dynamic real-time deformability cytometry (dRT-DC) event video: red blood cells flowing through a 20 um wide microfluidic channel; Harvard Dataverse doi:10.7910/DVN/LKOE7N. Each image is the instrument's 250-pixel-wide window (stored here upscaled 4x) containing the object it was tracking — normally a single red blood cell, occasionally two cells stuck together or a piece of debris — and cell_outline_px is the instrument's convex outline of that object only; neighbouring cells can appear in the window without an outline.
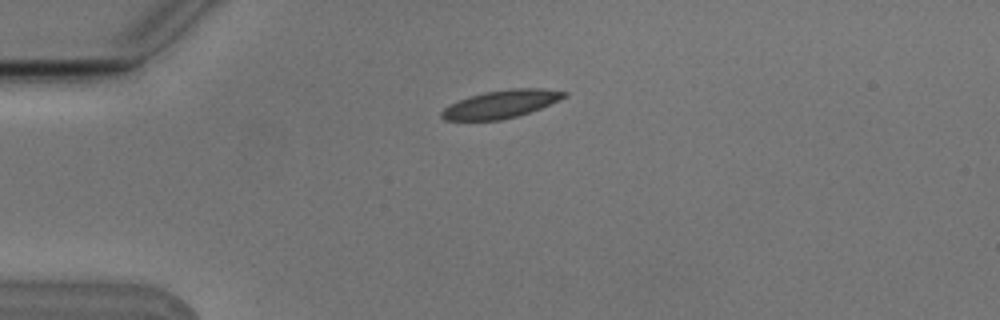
{"species": "Egyptian fruit bat (a non-hibernating species)", "species_latin": "Rousettus aegyptiacus", "temperature_condition": "cold", "stored_images_in_passage": 6, "camera_frame_rate_fps": 3000, "um_per_image_px": 0.085, "animal": {"sex": "male"}, "frame": {"image": 1, "passage_image": 1, "time_ms": 0.0, "image_size_px": [1000, 320], "cell_outline_px": [[568, 96], [560, 100], [540, 108], [516, 116], [500, 120], [444, 120], [440, 116], [440, 112], [448, 104], [468, 96], [484, 92], [508, 88], [544, 88], [568, 92]], "centroid_in_image_um": [42.57, 8.83], "position_along_channel_um": 42.4, "area_um2": 20.06}}
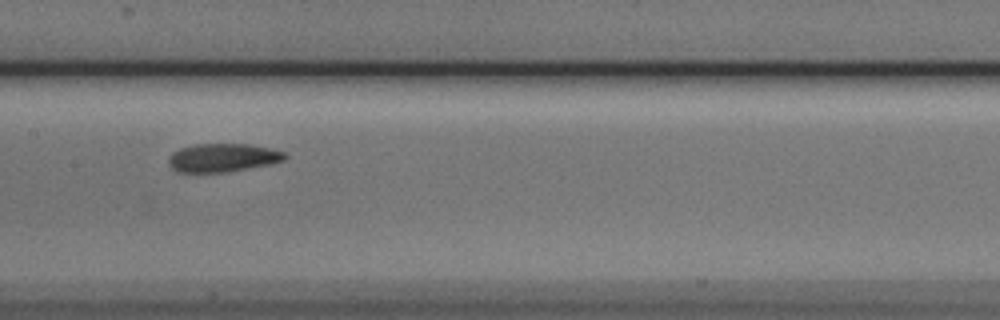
{"frame": {"image": 2, "passage_image": 5, "time_ms": 1.333, "image_size_px": [1000, 320], "cell_outline_px": [[288, 156], [284, 160], [268, 164], [224, 172], [176, 172], [168, 164], [168, 160], [172, 152], [180, 148], [196, 144], [248, 144], [268, 148], [284, 152]], "centroid_in_image_um": [18.89, 13.4], "position_along_channel_um": 188.5, "area_um2": 19.02}}
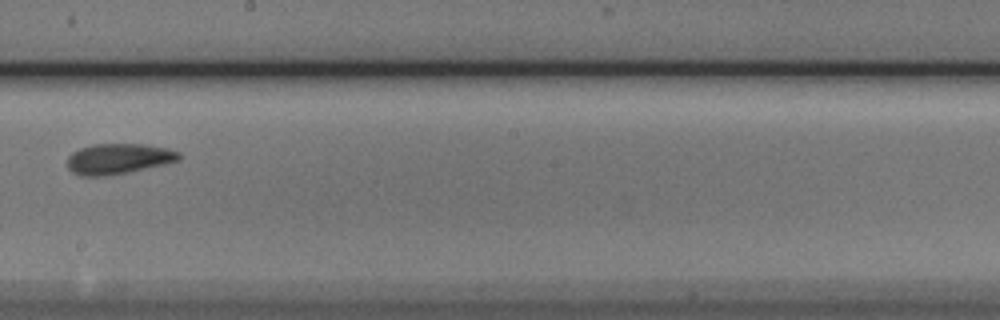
{"frame": {"image": 3, "passage_image": 6, "time_ms": 1.667, "image_size_px": [1000, 320], "cell_outline_px": [[180, 160], [164, 164], [104, 176], [80, 176], [72, 172], [68, 168], [68, 156], [72, 152], [80, 148], [92, 144], [144, 144], [168, 148], [180, 152]], "centroid_in_image_um": [10.05, 13.48], "position_along_channel_um": 238.2, "area_um2": 19.71}}